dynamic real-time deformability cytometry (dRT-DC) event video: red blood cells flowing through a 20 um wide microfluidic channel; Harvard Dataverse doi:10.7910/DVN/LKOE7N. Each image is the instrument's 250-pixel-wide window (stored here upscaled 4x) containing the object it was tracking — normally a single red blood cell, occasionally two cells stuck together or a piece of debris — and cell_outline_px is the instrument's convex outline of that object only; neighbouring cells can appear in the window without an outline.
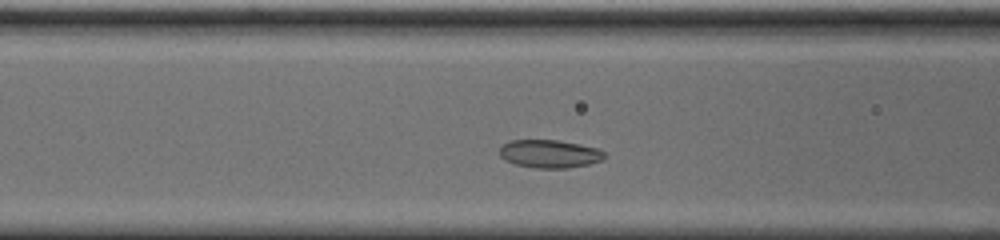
{"species": "common noctule bat (a hibernating species)", "species_latin": "Nyctalus noctula", "temperature_condition": "cold", "stored_images_in_passage": 35, "camera_frame_rate_fps": 3000, "um_per_image_px": 0.085, "animal": {"sex": "male", "body_mass_g": 20.0, "forearm_length_mm": 53.3}, "frame": {"image": 1, "passage_image": 11, "time_ms": 3.333, "image_size_px": [1000, 240], "cell_outline_px": [[604, 160], [588, 164], [568, 168], [536, 168], [516, 164], [504, 160], [500, 156], [500, 148], [504, 144], [512, 140], [556, 140], [580, 144], [600, 148], [604, 152]], "centroid_in_image_um": [46.74, 13.07], "position_along_channel_um": 119.9, "area_um2": 17.17}}
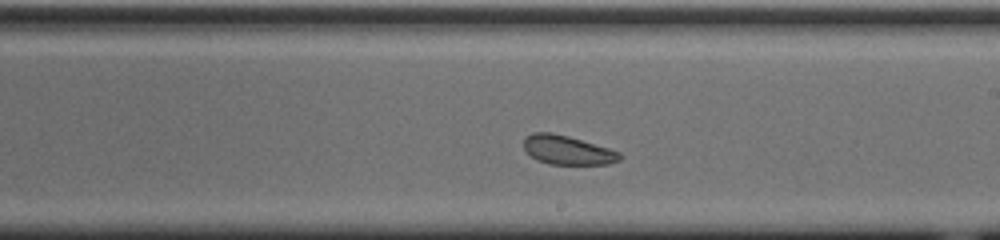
{"frame": {"image": 2, "passage_image": 21, "time_ms": 6.667, "image_size_px": [1000, 240], "cell_outline_px": [[620, 160], [608, 164], [548, 164], [536, 160], [524, 148], [524, 136], [532, 132], [552, 132], [568, 136], [608, 148], [620, 152]], "centroid_in_image_um": [48.19, 12.75], "position_along_channel_um": 240.8, "area_um2": 16.18}}
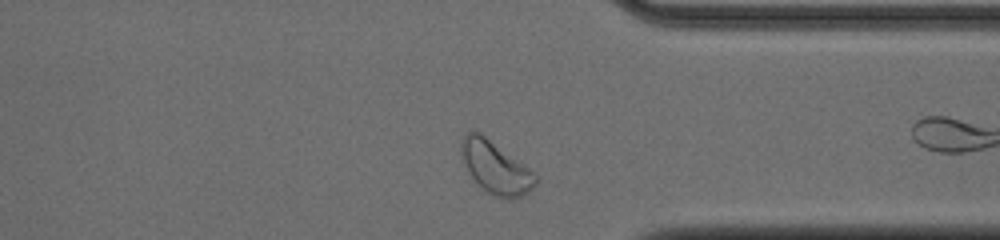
{"frame": {"image": 3, "passage_image": 32, "time_ms": 10.333, "image_size_px": [1000, 240], "cell_outline_px": [[536, 184], [528, 192], [512, 200], [492, 196], [484, 192], [468, 172], [464, 164], [460, 152], [460, 144], [464, 136], [468, 132], [480, 132], [528, 168], [536, 176]], "centroid_in_image_um": [42.08, 14.27], "position_along_channel_um": 369.3, "area_um2": 22.48}}